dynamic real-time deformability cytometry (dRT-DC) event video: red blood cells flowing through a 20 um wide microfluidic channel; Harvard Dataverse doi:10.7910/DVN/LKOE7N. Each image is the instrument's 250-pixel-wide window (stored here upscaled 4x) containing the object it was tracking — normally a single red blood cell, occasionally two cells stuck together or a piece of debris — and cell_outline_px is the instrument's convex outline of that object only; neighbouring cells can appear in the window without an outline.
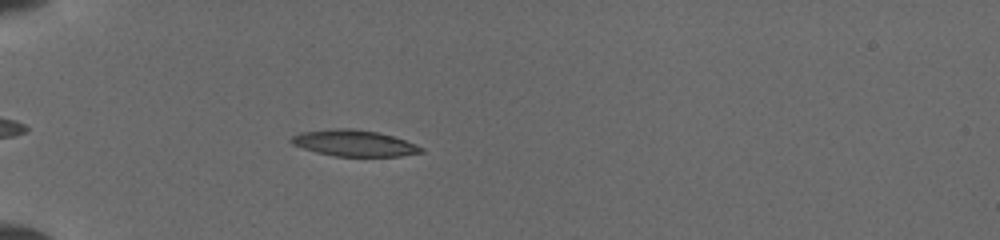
{"species": "common noctule bat (a hibernating species)", "species_latin": "Nyctalus noctula", "temperature_condition": "cold", "stored_images_in_passage": 20, "camera_frame_rate_fps": 3000, "um_per_image_px": 0.085, "animal": {"sex": "female", "body_mass_g": 19.5, "forearm_length_mm": 54.1}, "frame": {"image": 1, "passage_image": 3, "time_ms": 1.667, "image_size_px": [1000, 240], "cell_outline_px": [[424, 152], [400, 156], [336, 156], [316, 152], [292, 144], [288, 140], [292, 136], [300, 132], [336, 128], [352, 128], [380, 132], [404, 140], [424, 148]], "centroid_in_image_um": [30.08, 12.16], "position_along_channel_um": 54.9, "area_um2": 19.83}}
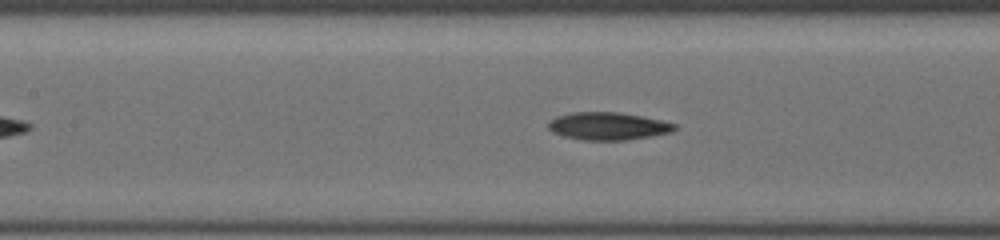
{"frame": {"image": 2, "passage_image": 13, "time_ms": 4.667, "image_size_px": [1000, 240], "cell_outline_px": [[676, 128], [672, 132], [652, 136], [624, 140], [584, 140], [564, 136], [552, 132], [548, 128], [548, 120], [556, 116], [572, 112], [620, 112], [660, 120], [676, 124]], "centroid_in_image_um": [51.65, 10.71], "position_along_channel_um": 155.8, "area_um2": 20.35}}
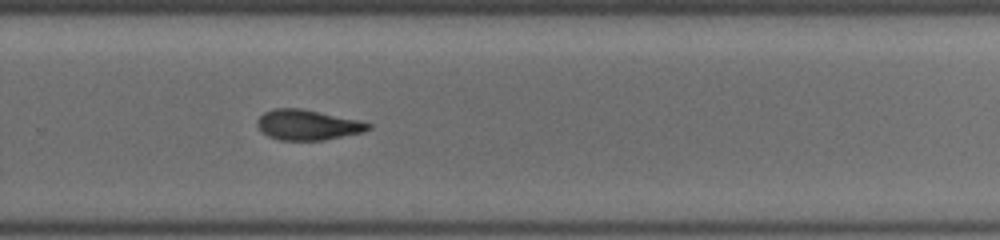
{"frame": {"image": 3, "passage_image": 20, "time_ms": 8.333, "image_size_px": [1000, 240], "cell_outline_px": [[372, 128], [364, 132], [324, 140], [280, 140], [268, 136], [256, 124], [260, 116], [264, 112], [276, 108], [300, 108], [360, 120], [372, 124]], "centroid_in_image_um": [26.19, 10.61], "position_along_channel_um": 303.6, "area_um2": 19.54}}